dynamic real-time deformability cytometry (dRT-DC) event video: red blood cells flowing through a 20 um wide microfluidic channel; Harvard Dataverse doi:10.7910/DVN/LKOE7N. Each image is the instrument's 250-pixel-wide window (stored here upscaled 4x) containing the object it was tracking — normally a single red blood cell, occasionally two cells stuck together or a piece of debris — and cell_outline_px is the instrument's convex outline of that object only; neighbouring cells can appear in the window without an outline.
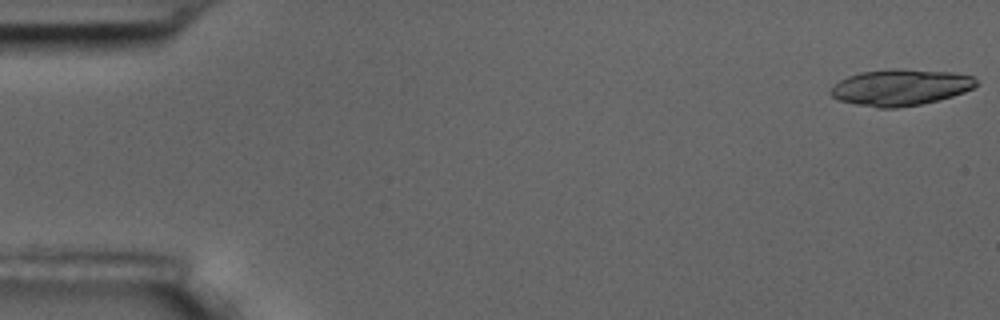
{"species": "common noctule bat (a hibernating species)", "species_latin": "Nyctalus noctula", "temperature_condition": "room temperature", "stored_images_in_passage": 7, "camera_frame_rate_fps": 3000, "um_per_image_px": 0.085, "animal": {"sex": "male", "body_mass_g": 17.5, "forearm_length_mm": 52.3}, "frame": {"image": 1, "passage_image": 1, "time_ms": 0.0, "image_size_px": [1000, 320], "cell_outline_px": [[980, 84], [976, 88], [952, 96], [920, 104], [896, 108], [876, 108], [856, 104], [840, 100], [832, 96], [828, 92], [840, 80], [848, 76], [860, 72], [888, 68], [904, 68], [952, 72], [972, 76]], "centroid_in_image_um": [76.56, 7.41], "position_along_channel_um": 8.4, "area_um2": 31.04}}